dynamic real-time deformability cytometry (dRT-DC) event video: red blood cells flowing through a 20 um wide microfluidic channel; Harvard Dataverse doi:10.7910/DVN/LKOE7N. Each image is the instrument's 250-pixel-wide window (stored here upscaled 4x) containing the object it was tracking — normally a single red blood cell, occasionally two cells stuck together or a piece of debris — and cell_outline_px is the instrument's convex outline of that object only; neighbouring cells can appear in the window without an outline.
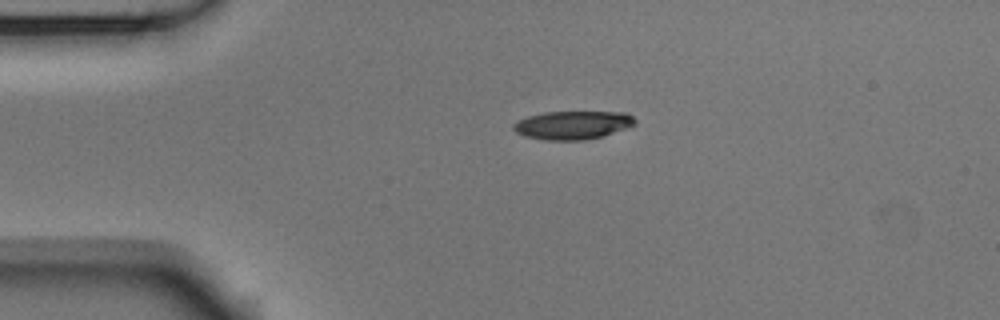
{"species": "Egyptian fruit bat (a non-hibernating species)", "species_latin": "Rousettus aegyptiacus", "temperature_condition": "room temperature", "stored_images_in_passage": 43, "camera_frame_rate_fps": 3000, "um_per_image_px": 0.085, "animal": {"sex": "male"}, "frame": {"image": 1, "passage_image": 1, "time_ms": 0.0, "image_size_px": [1000, 320], "cell_outline_px": [[636, 124], [604, 136], [584, 140], [544, 140], [524, 136], [516, 132], [512, 128], [512, 124], [516, 120], [528, 116], [544, 112], [628, 112], [636, 120]], "centroid_in_image_um": [48.66, 10.63], "position_along_channel_um": 36.3, "area_um2": 20.29}}
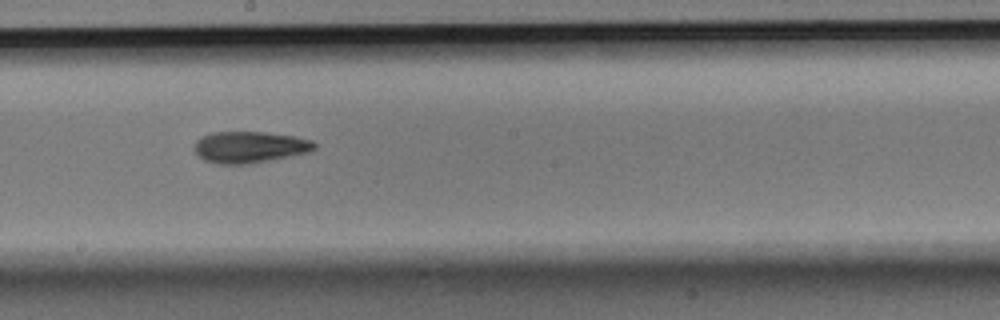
{"frame": {"image": 2, "passage_image": 19, "time_ms": 6.0, "image_size_px": [1000, 320], "cell_outline_px": [[316, 148], [308, 152], [248, 164], [216, 164], [204, 160], [196, 152], [196, 140], [212, 132], [264, 132], [296, 136], [312, 140], [316, 144]], "centroid_in_image_um": [21.24, 12.5], "position_along_channel_um": 227.0, "area_um2": 21.79}}
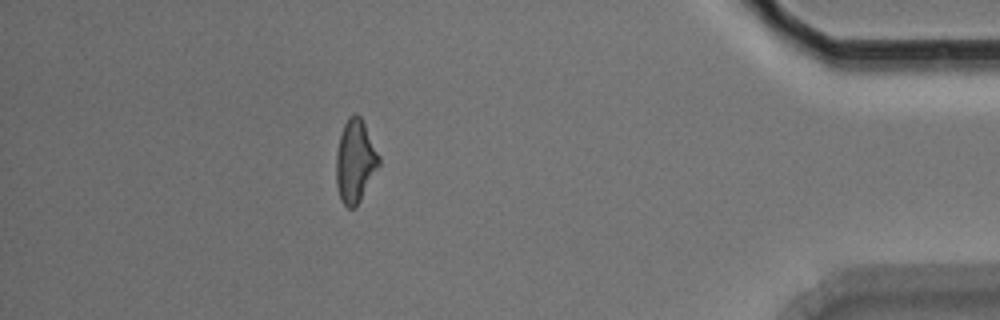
{"frame": {"image": 3, "passage_image": 37, "time_ms": 12.0, "image_size_px": [1000, 320], "cell_outline_px": [[380, 164], [356, 208], [348, 208], [340, 200], [336, 184], [336, 152], [340, 136], [344, 124], [348, 116], [360, 116], [380, 156]], "centroid_in_image_um": [30.18, 13.74], "position_along_channel_um": 405.0, "area_um2": 20.52}, "authors_computed_cell_mechanics": {"area_um2": 21.097, "velocity_mm_per_s": 3.7443, "shape_relaxation_time_tau1_ms": 4.8393, "shape_relaxation_time_tau2_ms": 6.6742, "deformation_change_tau1": 0.1659, "deformation_change_tau2": 0.1713}}